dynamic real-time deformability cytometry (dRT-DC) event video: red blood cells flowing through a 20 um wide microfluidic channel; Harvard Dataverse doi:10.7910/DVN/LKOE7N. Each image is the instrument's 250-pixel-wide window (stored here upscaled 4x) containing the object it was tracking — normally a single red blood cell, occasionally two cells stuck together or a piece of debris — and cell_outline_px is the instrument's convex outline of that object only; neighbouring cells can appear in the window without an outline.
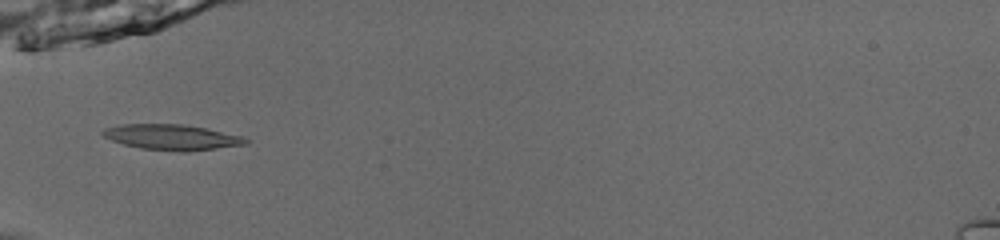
{"species": "common noctule bat (a hibernating species)", "species_latin": "Nyctalus noctula", "temperature_condition": "room temperature", "stored_images_in_passage": 34, "camera_frame_rate_fps": 3000, "um_per_image_px": 0.085, "animal": {"sex": "male", "body_mass_g": 13.0, "forearm_length_mm": 53.1}, "frame": {"image": 1, "passage_image": 1, "time_ms": 0.0, "image_size_px": [1000, 240], "cell_outline_px": [[252, 140], [248, 144], [188, 152], [180, 152], [140, 148], [124, 144], [112, 140], [104, 136], [100, 132], [104, 128], [120, 124], [184, 124], [244, 136]], "centroid_in_image_um": [14.65, 11.66], "position_along_channel_um": 70.3, "area_um2": 21.44}}
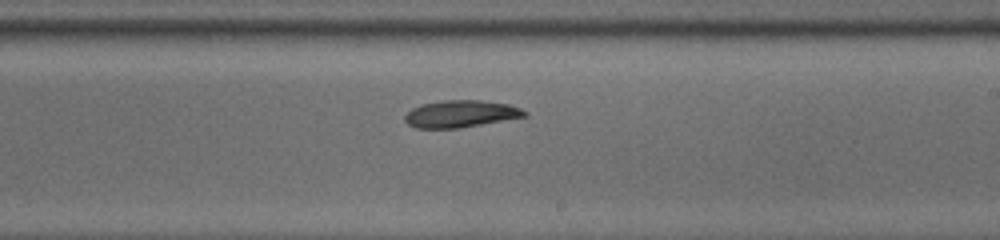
{"frame": {"image": 2, "passage_image": 15, "time_ms": 4.667, "image_size_px": [1000, 240], "cell_outline_px": [[528, 116], [460, 128], [416, 128], [408, 124], [404, 120], [404, 116], [412, 108], [420, 104], [444, 100], [480, 100], [508, 104], [520, 108], [528, 112]], "centroid_in_image_um": [39.16, 9.68], "position_along_channel_um": 249.8, "area_um2": 18.96}}
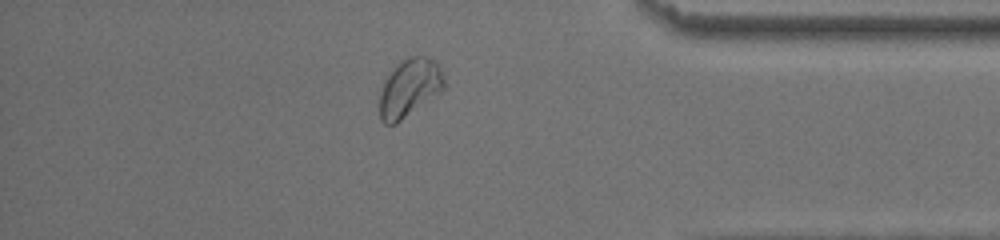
{"frame": {"image": 3, "passage_image": 28, "time_ms": 9.0, "image_size_px": [1000, 240], "cell_outline_px": [[444, 88], [440, 92], [396, 124], [384, 124], [380, 120], [380, 88], [388, 72], [400, 60], [408, 56], [428, 56], [436, 60], [440, 68], [444, 80]], "centroid_in_image_um": [34.78, 7.44], "position_along_channel_um": 400.4, "area_um2": 22.08}, "authors_computed_cell_mechanics": {"area_um2": 19.363, "velocity_mm_per_s": 3.8667, "shape_relaxation_time_tau1_ms": 3.33, "shape_relaxation_time_tau2_ms": null, "deformation_change_tau1": 0.0951, "deformation_change_tau2": null}}